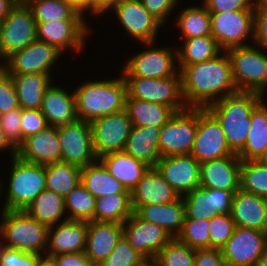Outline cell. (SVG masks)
Listing matches in <instances>:
<instances>
[{"label":"cell","instance_id":"cell-1","mask_svg":"<svg viewBox=\"0 0 267 266\" xmlns=\"http://www.w3.org/2000/svg\"><path fill=\"white\" fill-rule=\"evenodd\" d=\"M226 55H225V54ZM181 71L182 95L188 108H207L221 98L237 93L227 52ZM224 93V94H223ZM220 95V96H219Z\"/></svg>","mask_w":267,"mask_h":266},{"label":"cell","instance_id":"cell-2","mask_svg":"<svg viewBox=\"0 0 267 266\" xmlns=\"http://www.w3.org/2000/svg\"><path fill=\"white\" fill-rule=\"evenodd\" d=\"M262 95L253 92H240L227 95L207 109L221 124L226 142L234 154L244 147L251 123V113L261 102Z\"/></svg>","mask_w":267,"mask_h":266},{"label":"cell","instance_id":"cell-3","mask_svg":"<svg viewBox=\"0 0 267 266\" xmlns=\"http://www.w3.org/2000/svg\"><path fill=\"white\" fill-rule=\"evenodd\" d=\"M76 115L92 120L125 110L127 85L122 77L113 80L85 82L75 89Z\"/></svg>","mask_w":267,"mask_h":266},{"label":"cell","instance_id":"cell-4","mask_svg":"<svg viewBox=\"0 0 267 266\" xmlns=\"http://www.w3.org/2000/svg\"><path fill=\"white\" fill-rule=\"evenodd\" d=\"M0 234L5 247L41 255L48 248L49 227L24 210H3ZM46 246V247H45Z\"/></svg>","mask_w":267,"mask_h":266},{"label":"cell","instance_id":"cell-5","mask_svg":"<svg viewBox=\"0 0 267 266\" xmlns=\"http://www.w3.org/2000/svg\"><path fill=\"white\" fill-rule=\"evenodd\" d=\"M7 199L2 210H24L46 189L45 165L12 157Z\"/></svg>","mask_w":267,"mask_h":266},{"label":"cell","instance_id":"cell-6","mask_svg":"<svg viewBox=\"0 0 267 266\" xmlns=\"http://www.w3.org/2000/svg\"><path fill=\"white\" fill-rule=\"evenodd\" d=\"M259 46H240L226 50L232 69V78L238 91L264 96L267 88V55Z\"/></svg>","mask_w":267,"mask_h":266},{"label":"cell","instance_id":"cell-7","mask_svg":"<svg viewBox=\"0 0 267 266\" xmlns=\"http://www.w3.org/2000/svg\"><path fill=\"white\" fill-rule=\"evenodd\" d=\"M127 95L142 101L154 102L172 108L176 113L185 111L181 73L165 78L123 77Z\"/></svg>","mask_w":267,"mask_h":266},{"label":"cell","instance_id":"cell-8","mask_svg":"<svg viewBox=\"0 0 267 266\" xmlns=\"http://www.w3.org/2000/svg\"><path fill=\"white\" fill-rule=\"evenodd\" d=\"M37 23L27 4L17 3L0 23V60L37 40Z\"/></svg>","mask_w":267,"mask_h":266},{"label":"cell","instance_id":"cell-9","mask_svg":"<svg viewBox=\"0 0 267 266\" xmlns=\"http://www.w3.org/2000/svg\"><path fill=\"white\" fill-rule=\"evenodd\" d=\"M198 127V108L175 113L161 127L159 152L161 157L191 154Z\"/></svg>","mask_w":267,"mask_h":266},{"label":"cell","instance_id":"cell-10","mask_svg":"<svg viewBox=\"0 0 267 266\" xmlns=\"http://www.w3.org/2000/svg\"><path fill=\"white\" fill-rule=\"evenodd\" d=\"M211 34L219 47L228 49L244 44L246 37H254V9L237 11L210 12Z\"/></svg>","mask_w":267,"mask_h":266},{"label":"cell","instance_id":"cell-11","mask_svg":"<svg viewBox=\"0 0 267 266\" xmlns=\"http://www.w3.org/2000/svg\"><path fill=\"white\" fill-rule=\"evenodd\" d=\"M61 147V161L85 167L98 158L93 148L91 124L77 119L75 122L58 127Z\"/></svg>","mask_w":267,"mask_h":266},{"label":"cell","instance_id":"cell-12","mask_svg":"<svg viewBox=\"0 0 267 266\" xmlns=\"http://www.w3.org/2000/svg\"><path fill=\"white\" fill-rule=\"evenodd\" d=\"M90 124L97 158L108 153L124 151L133 127L125 110L96 118Z\"/></svg>","mask_w":267,"mask_h":266},{"label":"cell","instance_id":"cell-13","mask_svg":"<svg viewBox=\"0 0 267 266\" xmlns=\"http://www.w3.org/2000/svg\"><path fill=\"white\" fill-rule=\"evenodd\" d=\"M191 155L199 163L234 155L221 124L207 108H198V127Z\"/></svg>","mask_w":267,"mask_h":266},{"label":"cell","instance_id":"cell-14","mask_svg":"<svg viewBox=\"0 0 267 266\" xmlns=\"http://www.w3.org/2000/svg\"><path fill=\"white\" fill-rule=\"evenodd\" d=\"M266 249L265 232L236 226L221 252L226 266H256Z\"/></svg>","mask_w":267,"mask_h":266},{"label":"cell","instance_id":"cell-15","mask_svg":"<svg viewBox=\"0 0 267 266\" xmlns=\"http://www.w3.org/2000/svg\"><path fill=\"white\" fill-rule=\"evenodd\" d=\"M62 54L56 47L36 40L22 50L8 56L1 67L8 74H49L52 65Z\"/></svg>","mask_w":267,"mask_h":266},{"label":"cell","instance_id":"cell-16","mask_svg":"<svg viewBox=\"0 0 267 266\" xmlns=\"http://www.w3.org/2000/svg\"><path fill=\"white\" fill-rule=\"evenodd\" d=\"M155 168L179 197L200 186V163L191 154L161 157Z\"/></svg>","mask_w":267,"mask_h":266},{"label":"cell","instance_id":"cell-17","mask_svg":"<svg viewBox=\"0 0 267 266\" xmlns=\"http://www.w3.org/2000/svg\"><path fill=\"white\" fill-rule=\"evenodd\" d=\"M123 236L133 249L149 258H155L173 239L164 228L141 219L135 212L123 223Z\"/></svg>","mask_w":267,"mask_h":266},{"label":"cell","instance_id":"cell-18","mask_svg":"<svg viewBox=\"0 0 267 266\" xmlns=\"http://www.w3.org/2000/svg\"><path fill=\"white\" fill-rule=\"evenodd\" d=\"M237 190H216L198 186L183 196L186 218L210 220L219 214H231Z\"/></svg>","mask_w":267,"mask_h":266},{"label":"cell","instance_id":"cell-19","mask_svg":"<svg viewBox=\"0 0 267 266\" xmlns=\"http://www.w3.org/2000/svg\"><path fill=\"white\" fill-rule=\"evenodd\" d=\"M112 9L127 33L146 46L154 44L162 24L144 8L141 0L119 1Z\"/></svg>","mask_w":267,"mask_h":266},{"label":"cell","instance_id":"cell-20","mask_svg":"<svg viewBox=\"0 0 267 266\" xmlns=\"http://www.w3.org/2000/svg\"><path fill=\"white\" fill-rule=\"evenodd\" d=\"M170 48H152L133 56L124 65L123 77L165 78L176 75L177 53ZM175 55V56H174Z\"/></svg>","mask_w":267,"mask_h":266},{"label":"cell","instance_id":"cell-21","mask_svg":"<svg viewBox=\"0 0 267 266\" xmlns=\"http://www.w3.org/2000/svg\"><path fill=\"white\" fill-rule=\"evenodd\" d=\"M85 20H52L37 23V40L56 47L63 53L64 49L81 51L88 28Z\"/></svg>","mask_w":267,"mask_h":266},{"label":"cell","instance_id":"cell-22","mask_svg":"<svg viewBox=\"0 0 267 266\" xmlns=\"http://www.w3.org/2000/svg\"><path fill=\"white\" fill-rule=\"evenodd\" d=\"M241 159L237 154L200 163V186L216 190L240 189Z\"/></svg>","mask_w":267,"mask_h":266},{"label":"cell","instance_id":"cell-23","mask_svg":"<svg viewBox=\"0 0 267 266\" xmlns=\"http://www.w3.org/2000/svg\"><path fill=\"white\" fill-rule=\"evenodd\" d=\"M17 156L24 161L47 165L61 161L58 127L48 126L28 136L17 148Z\"/></svg>","mask_w":267,"mask_h":266},{"label":"cell","instance_id":"cell-24","mask_svg":"<svg viewBox=\"0 0 267 266\" xmlns=\"http://www.w3.org/2000/svg\"><path fill=\"white\" fill-rule=\"evenodd\" d=\"M131 206L135 212L140 206L163 205L174 202L179 195L156 168H149L130 191Z\"/></svg>","mask_w":267,"mask_h":266},{"label":"cell","instance_id":"cell-25","mask_svg":"<svg viewBox=\"0 0 267 266\" xmlns=\"http://www.w3.org/2000/svg\"><path fill=\"white\" fill-rule=\"evenodd\" d=\"M55 226L49 227L48 230L47 249L50 251L47 256L85 252L88 222L65 218Z\"/></svg>","mask_w":267,"mask_h":266},{"label":"cell","instance_id":"cell-26","mask_svg":"<svg viewBox=\"0 0 267 266\" xmlns=\"http://www.w3.org/2000/svg\"><path fill=\"white\" fill-rule=\"evenodd\" d=\"M122 236V223L89 221L86 256L99 266L111 254Z\"/></svg>","mask_w":267,"mask_h":266},{"label":"cell","instance_id":"cell-27","mask_svg":"<svg viewBox=\"0 0 267 266\" xmlns=\"http://www.w3.org/2000/svg\"><path fill=\"white\" fill-rule=\"evenodd\" d=\"M231 216L237 227L265 232L267 227V199L241 189L233 196Z\"/></svg>","mask_w":267,"mask_h":266},{"label":"cell","instance_id":"cell-28","mask_svg":"<svg viewBox=\"0 0 267 266\" xmlns=\"http://www.w3.org/2000/svg\"><path fill=\"white\" fill-rule=\"evenodd\" d=\"M40 111L48 126L59 127L75 122L78 118L74 92L70 95L64 89L50 85L44 93Z\"/></svg>","mask_w":267,"mask_h":266},{"label":"cell","instance_id":"cell-29","mask_svg":"<svg viewBox=\"0 0 267 266\" xmlns=\"http://www.w3.org/2000/svg\"><path fill=\"white\" fill-rule=\"evenodd\" d=\"M135 213L141 219L164 228L173 238L181 232L186 218L183 197L163 205L140 206Z\"/></svg>","mask_w":267,"mask_h":266},{"label":"cell","instance_id":"cell-30","mask_svg":"<svg viewBox=\"0 0 267 266\" xmlns=\"http://www.w3.org/2000/svg\"><path fill=\"white\" fill-rule=\"evenodd\" d=\"M161 128L135 127L129 133L124 152L149 166L155 168L161 158L159 152V135Z\"/></svg>","mask_w":267,"mask_h":266},{"label":"cell","instance_id":"cell-31","mask_svg":"<svg viewBox=\"0 0 267 266\" xmlns=\"http://www.w3.org/2000/svg\"><path fill=\"white\" fill-rule=\"evenodd\" d=\"M98 160L129 191L136 186L150 168L124 151L105 154Z\"/></svg>","mask_w":267,"mask_h":266},{"label":"cell","instance_id":"cell-32","mask_svg":"<svg viewBox=\"0 0 267 266\" xmlns=\"http://www.w3.org/2000/svg\"><path fill=\"white\" fill-rule=\"evenodd\" d=\"M125 111L135 127L161 128L176 113L172 108L126 96Z\"/></svg>","mask_w":267,"mask_h":266},{"label":"cell","instance_id":"cell-33","mask_svg":"<svg viewBox=\"0 0 267 266\" xmlns=\"http://www.w3.org/2000/svg\"><path fill=\"white\" fill-rule=\"evenodd\" d=\"M15 85L21 109H40L44 93L50 86L49 74H9Z\"/></svg>","mask_w":267,"mask_h":266},{"label":"cell","instance_id":"cell-34","mask_svg":"<svg viewBox=\"0 0 267 266\" xmlns=\"http://www.w3.org/2000/svg\"><path fill=\"white\" fill-rule=\"evenodd\" d=\"M262 102L251 113L250 129L245 145L237 154L241 160H260L267 151V106Z\"/></svg>","mask_w":267,"mask_h":266},{"label":"cell","instance_id":"cell-35","mask_svg":"<svg viewBox=\"0 0 267 266\" xmlns=\"http://www.w3.org/2000/svg\"><path fill=\"white\" fill-rule=\"evenodd\" d=\"M81 184L95 197L100 198L113 193H130L97 160L95 163L81 167Z\"/></svg>","mask_w":267,"mask_h":266},{"label":"cell","instance_id":"cell-36","mask_svg":"<svg viewBox=\"0 0 267 266\" xmlns=\"http://www.w3.org/2000/svg\"><path fill=\"white\" fill-rule=\"evenodd\" d=\"M65 210L64 197L47 189L24 209L34 219L48 227L56 225L63 214H66Z\"/></svg>","mask_w":267,"mask_h":266},{"label":"cell","instance_id":"cell-37","mask_svg":"<svg viewBox=\"0 0 267 266\" xmlns=\"http://www.w3.org/2000/svg\"><path fill=\"white\" fill-rule=\"evenodd\" d=\"M184 40L182 49L176 51L179 71L187 65L210 60L218 56L222 50L212 35Z\"/></svg>","mask_w":267,"mask_h":266},{"label":"cell","instance_id":"cell-38","mask_svg":"<svg viewBox=\"0 0 267 266\" xmlns=\"http://www.w3.org/2000/svg\"><path fill=\"white\" fill-rule=\"evenodd\" d=\"M133 213L130 193L96 198L94 221L124 223Z\"/></svg>","mask_w":267,"mask_h":266},{"label":"cell","instance_id":"cell-39","mask_svg":"<svg viewBox=\"0 0 267 266\" xmlns=\"http://www.w3.org/2000/svg\"><path fill=\"white\" fill-rule=\"evenodd\" d=\"M46 189L65 197L81 182V167L67 163L55 162L45 165Z\"/></svg>","mask_w":267,"mask_h":266},{"label":"cell","instance_id":"cell-40","mask_svg":"<svg viewBox=\"0 0 267 266\" xmlns=\"http://www.w3.org/2000/svg\"><path fill=\"white\" fill-rule=\"evenodd\" d=\"M36 23L52 20H84V17L66 0H29Z\"/></svg>","mask_w":267,"mask_h":266},{"label":"cell","instance_id":"cell-41","mask_svg":"<svg viewBox=\"0 0 267 266\" xmlns=\"http://www.w3.org/2000/svg\"><path fill=\"white\" fill-rule=\"evenodd\" d=\"M201 7L194 6L181 11L177 24L185 39L212 35L210 12L204 5Z\"/></svg>","mask_w":267,"mask_h":266},{"label":"cell","instance_id":"cell-42","mask_svg":"<svg viewBox=\"0 0 267 266\" xmlns=\"http://www.w3.org/2000/svg\"><path fill=\"white\" fill-rule=\"evenodd\" d=\"M240 189L267 199V166L260 160H241Z\"/></svg>","mask_w":267,"mask_h":266},{"label":"cell","instance_id":"cell-43","mask_svg":"<svg viewBox=\"0 0 267 266\" xmlns=\"http://www.w3.org/2000/svg\"><path fill=\"white\" fill-rule=\"evenodd\" d=\"M64 201L65 209L70 211L68 220L94 221L96 198L81 182L64 197Z\"/></svg>","mask_w":267,"mask_h":266},{"label":"cell","instance_id":"cell-44","mask_svg":"<svg viewBox=\"0 0 267 266\" xmlns=\"http://www.w3.org/2000/svg\"><path fill=\"white\" fill-rule=\"evenodd\" d=\"M176 239L192 249L210 248L209 220L185 218Z\"/></svg>","mask_w":267,"mask_h":266},{"label":"cell","instance_id":"cell-45","mask_svg":"<svg viewBox=\"0 0 267 266\" xmlns=\"http://www.w3.org/2000/svg\"><path fill=\"white\" fill-rule=\"evenodd\" d=\"M195 249L173 238L156 255L157 266H194Z\"/></svg>","mask_w":267,"mask_h":266},{"label":"cell","instance_id":"cell-46","mask_svg":"<svg viewBox=\"0 0 267 266\" xmlns=\"http://www.w3.org/2000/svg\"><path fill=\"white\" fill-rule=\"evenodd\" d=\"M231 214H219L209 220L210 248L222 249L235 230Z\"/></svg>","mask_w":267,"mask_h":266},{"label":"cell","instance_id":"cell-47","mask_svg":"<svg viewBox=\"0 0 267 266\" xmlns=\"http://www.w3.org/2000/svg\"><path fill=\"white\" fill-rule=\"evenodd\" d=\"M143 258L144 256L133 249L129 241L122 236L111 254L99 266H131Z\"/></svg>","mask_w":267,"mask_h":266},{"label":"cell","instance_id":"cell-48","mask_svg":"<svg viewBox=\"0 0 267 266\" xmlns=\"http://www.w3.org/2000/svg\"><path fill=\"white\" fill-rule=\"evenodd\" d=\"M21 116L22 109L20 107L0 115V126L16 148L24 142L20 122Z\"/></svg>","mask_w":267,"mask_h":266},{"label":"cell","instance_id":"cell-49","mask_svg":"<svg viewBox=\"0 0 267 266\" xmlns=\"http://www.w3.org/2000/svg\"><path fill=\"white\" fill-rule=\"evenodd\" d=\"M19 108L14 82L2 67H0V115Z\"/></svg>","mask_w":267,"mask_h":266},{"label":"cell","instance_id":"cell-50","mask_svg":"<svg viewBox=\"0 0 267 266\" xmlns=\"http://www.w3.org/2000/svg\"><path fill=\"white\" fill-rule=\"evenodd\" d=\"M20 122L23 139L48 127L45 116L40 109H22Z\"/></svg>","mask_w":267,"mask_h":266},{"label":"cell","instance_id":"cell-51","mask_svg":"<svg viewBox=\"0 0 267 266\" xmlns=\"http://www.w3.org/2000/svg\"><path fill=\"white\" fill-rule=\"evenodd\" d=\"M40 256L5 247L0 257V266H35Z\"/></svg>","mask_w":267,"mask_h":266},{"label":"cell","instance_id":"cell-52","mask_svg":"<svg viewBox=\"0 0 267 266\" xmlns=\"http://www.w3.org/2000/svg\"><path fill=\"white\" fill-rule=\"evenodd\" d=\"M252 40H255L256 46L267 50V6H259L254 9V37Z\"/></svg>","mask_w":267,"mask_h":266},{"label":"cell","instance_id":"cell-53","mask_svg":"<svg viewBox=\"0 0 267 266\" xmlns=\"http://www.w3.org/2000/svg\"><path fill=\"white\" fill-rule=\"evenodd\" d=\"M203 5L209 12L255 9L252 0H205Z\"/></svg>","mask_w":267,"mask_h":266},{"label":"cell","instance_id":"cell-54","mask_svg":"<svg viewBox=\"0 0 267 266\" xmlns=\"http://www.w3.org/2000/svg\"><path fill=\"white\" fill-rule=\"evenodd\" d=\"M141 2L144 8L163 25L178 0H141Z\"/></svg>","mask_w":267,"mask_h":266},{"label":"cell","instance_id":"cell-55","mask_svg":"<svg viewBox=\"0 0 267 266\" xmlns=\"http://www.w3.org/2000/svg\"><path fill=\"white\" fill-rule=\"evenodd\" d=\"M194 266H226L221 249H195Z\"/></svg>","mask_w":267,"mask_h":266},{"label":"cell","instance_id":"cell-56","mask_svg":"<svg viewBox=\"0 0 267 266\" xmlns=\"http://www.w3.org/2000/svg\"><path fill=\"white\" fill-rule=\"evenodd\" d=\"M49 257L53 259L55 266H98L86 256L85 252L60 254Z\"/></svg>","mask_w":267,"mask_h":266},{"label":"cell","instance_id":"cell-57","mask_svg":"<svg viewBox=\"0 0 267 266\" xmlns=\"http://www.w3.org/2000/svg\"><path fill=\"white\" fill-rule=\"evenodd\" d=\"M120 0H92V14L100 15L112 9Z\"/></svg>","mask_w":267,"mask_h":266},{"label":"cell","instance_id":"cell-58","mask_svg":"<svg viewBox=\"0 0 267 266\" xmlns=\"http://www.w3.org/2000/svg\"><path fill=\"white\" fill-rule=\"evenodd\" d=\"M66 1L69 2L82 15H84L85 9L86 10L88 9L90 13H92V0H66Z\"/></svg>","mask_w":267,"mask_h":266},{"label":"cell","instance_id":"cell-59","mask_svg":"<svg viewBox=\"0 0 267 266\" xmlns=\"http://www.w3.org/2000/svg\"><path fill=\"white\" fill-rule=\"evenodd\" d=\"M17 3L14 0H0V23Z\"/></svg>","mask_w":267,"mask_h":266},{"label":"cell","instance_id":"cell-60","mask_svg":"<svg viewBox=\"0 0 267 266\" xmlns=\"http://www.w3.org/2000/svg\"><path fill=\"white\" fill-rule=\"evenodd\" d=\"M6 148L11 149L12 157L17 155V148L9 141L5 132L0 126V150H4Z\"/></svg>","mask_w":267,"mask_h":266},{"label":"cell","instance_id":"cell-61","mask_svg":"<svg viewBox=\"0 0 267 266\" xmlns=\"http://www.w3.org/2000/svg\"><path fill=\"white\" fill-rule=\"evenodd\" d=\"M35 266H55L54 261L51 257L46 256L44 258L42 255L37 259Z\"/></svg>","mask_w":267,"mask_h":266},{"label":"cell","instance_id":"cell-62","mask_svg":"<svg viewBox=\"0 0 267 266\" xmlns=\"http://www.w3.org/2000/svg\"><path fill=\"white\" fill-rule=\"evenodd\" d=\"M131 266H157L155 258L144 257L141 261Z\"/></svg>","mask_w":267,"mask_h":266},{"label":"cell","instance_id":"cell-63","mask_svg":"<svg viewBox=\"0 0 267 266\" xmlns=\"http://www.w3.org/2000/svg\"><path fill=\"white\" fill-rule=\"evenodd\" d=\"M256 266H267V249L258 260Z\"/></svg>","mask_w":267,"mask_h":266},{"label":"cell","instance_id":"cell-64","mask_svg":"<svg viewBox=\"0 0 267 266\" xmlns=\"http://www.w3.org/2000/svg\"><path fill=\"white\" fill-rule=\"evenodd\" d=\"M254 7L267 6V0H252Z\"/></svg>","mask_w":267,"mask_h":266},{"label":"cell","instance_id":"cell-65","mask_svg":"<svg viewBox=\"0 0 267 266\" xmlns=\"http://www.w3.org/2000/svg\"><path fill=\"white\" fill-rule=\"evenodd\" d=\"M260 161L267 166V151L264 155L260 158Z\"/></svg>","mask_w":267,"mask_h":266},{"label":"cell","instance_id":"cell-66","mask_svg":"<svg viewBox=\"0 0 267 266\" xmlns=\"http://www.w3.org/2000/svg\"><path fill=\"white\" fill-rule=\"evenodd\" d=\"M16 3L26 4L29 0H14Z\"/></svg>","mask_w":267,"mask_h":266},{"label":"cell","instance_id":"cell-67","mask_svg":"<svg viewBox=\"0 0 267 266\" xmlns=\"http://www.w3.org/2000/svg\"><path fill=\"white\" fill-rule=\"evenodd\" d=\"M5 248V245H1V243H0V257H1V255H2V252H3V249Z\"/></svg>","mask_w":267,"mask_h":266},{"label":"cell","instance_id":"cell-68","mask_svg":"<svg viewBox=\"0 0 267 266\" xmlns=\"http://www.w3.org/2000/svg\"><path fill=\"white\" fill-rule=\"evenodd\" d=\"M1 187H2V185H1V182H0V194L2 193V191H1V190H2V188H1Z\"/></svg>","mask_w":267,"mask_h":266},{"label":"cell","instance_id":"cell-69","mask_svg":"<svg viewBox=\"0 0 267 266\" xmlns=\"http://www.w3.org/2000/svg\"><path fill=\"white\" fill-rule=\"evenodd\" d=\"M265 235H266V238H267V227H266V230H265Z\"/></svg>","mask_w":267,"mask_h":266}]
</instances>
